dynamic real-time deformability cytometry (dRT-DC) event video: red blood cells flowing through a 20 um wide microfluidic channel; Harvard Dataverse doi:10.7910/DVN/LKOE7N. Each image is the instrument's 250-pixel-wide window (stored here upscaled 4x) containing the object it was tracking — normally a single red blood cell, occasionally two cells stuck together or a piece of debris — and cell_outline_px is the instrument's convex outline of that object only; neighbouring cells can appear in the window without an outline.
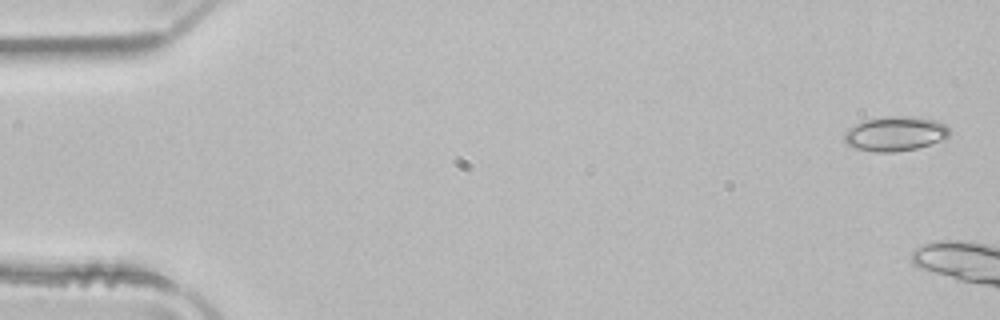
{"species": "common noctule bat (a hibernating species)", "species_latin": "Nyctalus noctula", "temperature_condition": "room temperature", "stored_images_in_passage": 8, "camera_frame_rate_fps": 3000, "um_per_image_px": 0.085, "animal": {"sex": "male", "body_mass_g": 21.5, "forearm_length_mm": 52.0}, "frame": {"image": 1, "passage_image": 2, "time_ms": 0.333, "image_size_px": [1000, 320], "cell_outline_px": [[948, 136], [944, 140], [916, 148], [896, 152], [872, 152], [856, 148], [848, 144], [844, 140], [844, 132], [848, 128], [864, 120], [888, 116], [920, 116], [936, 120], [944, 124], [948, 128]], "centroid_in_image_um": [76.1, 11.36], "position_along_channel_um": 8.9, "area_um2": 21.33}}